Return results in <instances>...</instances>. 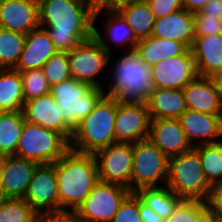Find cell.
Masks as SVG:
<instances>
[{
	"mask_svg": "<svg viewBox=\"0 0 222 222\" xmlns=\"http://www.w3.org/2000/svg\"><path fill=\"white\" fill-rule=\"evenodd\" d=\"M39 164L15 155L0 158V182L7 198H24Z\"/></svg>",
	"mask_w": 222,
	"mask_h": 222,
	"instance_id": "obj_16",
	"label": "cell"
},
{
	"mask_svg": "<svg viewBox=\"0 0 222 222\" xmlns=\"http://www.w3.org/2000/svg\"><path fill=\"white\" fill-rule=\"evenodd\" d=\"M88 5H90L94 10L99 9L101 0H80Z\"/></svg>",
	"mask_w": 222,
	"mask_h": 222,
	"instance_id": "obj_47",
	"label": "cell"
},
{
	"mask_svg": "<svg viewBox=\"0 0 222 222\" xmlns=\"http://www.w3.org/2000/svg\"><path fill=\"white\" fill-rule=\"evenodd\" d=\"M148 139L168 158L192 149L178 119H151Z\"/></svg>",
	"mask_w": 222,
	"mask_h": 222,
	"instance_id": "obj_18",
	"label": "cell"
},
{
	"mask_svg": "<svg viewBox=\"0 0 222 222\" xmlns=\"http://www.w3.org/2000/svg\"><path fill=\"white\" fill-rule=\"evenodd\" d=\"M34 222H77L70 210L50 213H37Z\"/></svg>",
	"mask_w": 222,
	"mask_h": 222,
	"instance_id": "obj_40",
	"label": "cell"
},
{
	"mask_svg": "<svg viewBox=\"0 0 222 222\" xmlns=\"http://www.w3.org/2000/svg\"><path fill=\"white\" fill-rule=\"evenodd\" d=\"M151 68L154 88L183 89L198 76L190 48L181 55L159 61Z\"/></svg>",
	"mask_w": 222,
	"mask_h": 222,
	"instance_id": "obj_13",
	"label": "cell"
},
{
	"mask_svg": "<svg viewBox=\"0 0 222 222\" xmlns=\"http://www.w3.org/2000/svg\"><path fill=\"white\" fill-rule=\"evenodd\" d=\"M151 36L180 41L190 48L195 38L194 13L182 8L156 19Z\"/></svg>",
	"mask_w": 222,
	"mask_h": 222,
	"instance_id": "obj_22",
	"label": "cell"
},
{
	"mask_svg": "<svg viewBox=\"0 0 222 222\" xmlns=\"http://www.w3.org/2000/svg\"><path fill=\"white\" fill-rule=\"evenodd\" d=\"M212 217L208 202L182 200L164 222H211Z\"/></svg>",
	"mask_w": 222,
	"mask_h": 222,
	"instance_id": "obj_32",
	"label": "cell"
},
{
	"mask_svg": "<svg viewBox=\"0 0 222 222\" xmlns=\"http://www.w3.org/2000/svg\"><path fill=\"white\" fill-rule=\"evenodd\" d=\"M169 158L149 139L133 143L131 192L144 187L166 185Z\"/></svg>",
	"mask_w": 222,
	"mask_h": 222,
	"instance_id": "obj_9",
	"label": "cell"
},
{
	"mask_svg": "<svg viewBox=\"0 0 222 222\" xmlns=\"http://www.w3.org/2000/svg\"><path fill=\"white\" fill-rule=\"evenodd\" d=\"M24 122L22 111L0 112V158L15 155Z\"/></svg>",
	"mask_w": 222,
	"mask_h": 222,
	"instance_id": "obj_29",
	"label": "cell"
},
{
	"mask_svg": "<svg viewBox=\"0 0 222 222\" xmlns=\"http://www.w3.org/2000/svg\"><path fill=\"white\" fill-rule=\"evenodd\" d=\"M140 0H101L99 9L94 11L93 23L97 19L99 13L106 8V10H118L121 6L132 4Z\"/></svg>",
	"mask_w": 222,
	"mask_h": 222,
	"instance_id": "obj_42",
	"label": "cell"
},
{
	"mask_svg": "<svg viewBox=\"0 0 222 222\" xmlns=\"http://www.w3.org/2000/svg\"><path fill=\"white\" fill-rule=\"evenodd\" d=\"M57 52L48 31L38 27L26 35L23 52L14 69L19 72L42 69L46 61Z\"/></svg>",
	"mask_w": 222,
	"mask_h": 222,
	"instance_id": "obj_21",
	"label": "cell"
},
{
	"mask_svg": "<svg viewBox=\"0 0 222 222\" xmlns=\"http://www.w3.org/2000/svg\"><path fill=\"white\" fill-rule=\"evenodd\" d=\"M106 39L104 40L93 26V37L67 52L72 78L91 87L103 88L95 75L99 74L111 59V48L109 43L105 42Z\"/></svg>",
	"mask_w": 222,
	"mask_h": 222,
	"instance_id": "obj_8",
	"label": "cell"
},
{
	"mask_svg": "<svg viewBox=\"0 0 222 222\" xmlns=\"http://www.w3.org/2000/svg\"><path fill=\"white\" fill-rule=\"evenodd\" d=\"M200 163L208 183L213 187L222 180V141L196 145Z\"/></svg>",
	"mask_w": 222,
	"mask_h": 222,
	"instance_id": "obj_30",
	"label": "cell"
},
{
	"mask_svg": "<svg viewBox=\"0 0 222 222\" xmlns=\"http://www.w3.org/2000/svg\"><path fill=\"white\" fill-rule=\"evenodd\" d=\"M198 76L222 74V35L195 37L190 47Z\"/></svg>",
	"mask_w": 222,
	"mask_h": 222,
	"instance_id": "obj_23",
	"label": "cell"
},
{
	"mask_svg": "<svg viewBox=\"0 0 222 222\" xmlns=\"http://www.w3.org/2000/svg\"><path fill=\"white\" fill-rule=\"evenodd\" d=\"M69 149V142L60 133L25 120L15 156L50 164Z\"/></svg>",
	"mask_w": 222,
	"mask_h": 222,
	"instance_id": "obj_7",
	"label": "cell"
},
{
	"mask_svg": "<svg viewBox=\"0 0 222 222\" xmlns=\"http://www.w3.org/2000/svg\"><path fill=\"white\" fill-rule=\"evenodd\" d=\"M36 215L23 198H7L0 203V222H34Z\"/></svg>",
	"mask_w": 222,
	"mask_h": 222,
	"instance_id": "obj_34",
	"label": "cell"
},
{
	"mask_svg": "<svg viewBox=\"0 0 222 222\" xmlns=\"http://www.w3.org/2000/svg\"><path fill=\"white\" fill-rule=\"evenodd\" d=\"M19 73L23 82L25 102L50 93L51 86L41 69H30Z\"/></svg>",
	"mask_w": 222,
	"mask_h": 222,
	"instance_id": "obj_36",
	"label": "cell"
},
{
	"mask_svg": "<svg viewBox=\"0 0 222 222\" xmlns=\"http://www.w3.org/2000/svg\"><path fill=\"white\" fill-rule=\"evenodd\" d=\"M156 19L183 8L182 0H147Z\"/></svg>",
	"mask_w": 222,
	"mask_h": 222,
	"instance_id": "obj_39",
	"label": "cell"
},
{
	"mask_svg": "<svg viewBox=\"0 0 222 222\" xmlns=\"http://www.w3.org/2000/svg\"><path fill=\"white\" fill-rule=\"evenodd\" d=\"M208 204L213 215L222 217V184H217L212 187Z\"/></svg>",
	"mask_w": 222,
	"mask_h": 222,
	"instance_id": "obj_41",
	"label": "cell"
},
{
	"mask_svg": "<svg viewBox=\"0 0 222 222\" xmlns=\"http://www.w3.org/2000/svg\"><path fill=\"white\" fill-rule=\"evenodd\" d=\"M217 89H218V94L220 96L221 104H222V74L216 75L213 77Z\"/></svg>",
	"mask_w": 222,
	"mask_h": 222,
	"instance_id": "obj_46",
	"label": "cell"
},
{
	"mask_svg": "<svg viewBox=\"0 0 222 222\" xmlns=\"http://www.w3.org/2000/svg\"><path fill=\"white\" fill-rule=\"evenodd\" d=\"M187 49L188 47L180 41L155 36L140 39L135 47L140 58L151 67L163 59L181 55Z\"/></svg>",
	"mask_w": 222,
	"mask_h": 222,
	"instance_id": "obj_25",
	"label": "cell"
},
{
	"mask_svg": "<svg viewBox=\"0 0 222 222\" xmlns=\"http://www.w3.org/2000/svg\"><path fill=\"white\" fill-rule=\"evenodd\" d=\"M211 222H222V217L213 215Z\"/></svg>",
	"mask_w": 222,
	"mask_h": 222,
	"instance_id": "obj_49",
	"label": "cell"
},
{
	"mask_svg": "<svg viewBox=\"0 0 222 222\" xmlns=\"http://www.w3.org/2000/svg\"><path fill=\"white\" fill-rule=\"evenodd\" d=\"M38 27L39 0H0V28L27 35Z\"/></svg>",
	"mask_w": 222,
	"mask_h": 222,
	"instance_id": "obj_15",
	"label": "cell"
},
{
	"mask_svg": "<svg viewBox=\"0 0 222 222\" xmlns=\"http://www.w3.org/2000/svg\"><path fill=\"white\" fill-rule=\"evenodd\" d=\"M166 186L182 200L209 201L212 186L205 177L199 153L194 147L169 158Z\"/></svg>",
	"mask_w": 222,
	"mask_h": 222,
	"instance_id": "obj_5",
	"label": "cell"
},
{
	"mask_svg": "<svg viewBox=\"0 0 222 222\" xmlns=\"http://www.w3.org/2000/svg\"><path fill=\"white\" fill-rule=\"evenodd\" d=\"M140 40L151 36L156 17L147 0L121 6L117 10Z\"/></svg>",
	"mask_w": 222,
	"mask_h": 222,
	"instance_id": "obj_27",
	"label": "cell"
},
{
	"mask_svg": "<svg viewBox=\"0 0 222 222\" xmlns=\"http://www.w3.org/2000/svg\"><path fill=\"white\" fill-rule=\"evenodd\" d=\"M26 35L0 28V69L15 68L23 52Z\"/></svg>",
	"mask_w": 222,
	"mask_h": 222,
	"instance_id": "obj_31",
	"label": "cell"
},
{
	"mask_svg": "<svg viewBox=\"0 0 222 222\" xmlns=\"http://www.w3.org/2000/svg\"><path fill=\"white\" fill-rule=\"evenodd\" d=\"M111 222H143L139 213V197L135 192L124 199Z\"/></svg>",
	"mask_w": 222,
	"mask_h": 222,
	"instance_id": "obj_37",
	"label": "cell"
},
{
	"mask_svg": "<svg viewBox=\"0 0 222 222\" xmlns=\"http://www.w3.org/2000/svg\"><path fill=\"white\" fill-rule=\"evenodd\" d=\"M99 181L119 184L131 191L133 143H115L96 151Z\"/></svg>",
	"mask_w": 222,
	"mask_h": 222,
	"instance_id": "obj_11",
	"label": "cell"
},
{
	"mask_svg": "<svg viewBox=\"0 0 222 222\" xmlns=\"http://www.w3.org/2000/svg\"><path fill=\"white\" fill-rule=\"evenodd\" d=\"M130 193L122 185L99 181L74 211L77 222H111Z\"/></svg>",
	"mask_w": 222,
	"mask_h": 222,
	"instance_id": "obj_10",
	"label": "cell"
},
{
	"mask_svg": "<svg viewBox=\"0 0 222 222\" xmlns=\"http://www.w3.org/2000/svg\"><path fill=\"white\" fill-rule=\"evenodd\" d=\"M50 94L57 102L65 123L74 130L94 109L105 91L71 78L51 86Z\"/></svg>",
	"mask_w": 222,
	"mask_h": 222,
	"instance_id": "obj_6",
	"label": "cell"
},
{
	"mask_svg": "<svg viewBox=\"0 0 222 222\" xmlns=\"http://www.w3.org/2000/svg\"><path fill=\"white\" fill-rule=\"evenodd\" d=\"M146 105L151 119H178L187 110L183 89L154 88Z\"/></svg>",
	"mask_w": 222,
	"mask_h": 222,
	"instance_id": "obj_24",
	"label": "cell"
},
{
	"mask_svg": "<svg viewBox=\"0 0 222 222\" xmlns=\"http://www.w3.org/2000/svg\"><path fill=\"white\" fill-rule=\"evenodd\" d=\"M39 11L40 27L58 52L71 51L93 37L95 10L80 0H39Z\"/></svg>",
	"mask_w": 222,
	"mask_h": 222,
	"instance_id": "obj_1",
	"label": "cell"
},
{
	"mask_svg": "<svg viewBox=\"0 0 222 222\" xmlns=\"http://www.w3.org/2000/svg\"><path fill=\"white\" fill-rule=\"evenodd\" d=\"M150 121L146 103L117 101L114 122L116 143H135L148 139Z\"/></svg>",
	"mask_w": 222,
	"mask_h": 222,
	"instance_id": "obj_14",
	"label": "cell"
},
{
	"mask_svg": "<svg viewBox=\"0 0 222 222\" xmlns=\"http://www.w3.org/2000/svg\"><path fill=\"white\" fill-rule=\"evenodd\" d=\"M109 19L105 23L106 37L114 43L119 45L131 44V51L135 49L139 41L131 27L127 24L126 20L120 15L117 10H108ZM108 35V36H107Z\"/></svg>",
	"mask_w": 222,
	"mask_h": 222,
	"instance_id": "obj_33",
	"label": "cell"
},
{
	"mask_svg": "<svg viewBox=\"0 0 222 222\" xmlns=\"http://www.w3.org/2000/svg\"><path fill=\"white\" fill-rule=\"evenodd\" d=\"M116 109L117 99L104 95L73 130L69 148L80 153L94 154L102 148L115 144Z\"/></svg>",
	"mask_w": 222,
	"mask_h": 222,
	"instance_id": "obj_4",
	"label": "cell"
},
{
	"mask_svg": "<svg viewBox=\"0 0 222 222\" xmlns=\"http://www.w3.org/2000/svg\"><path fill=\"white\" fill-rule=\"evenodd\" d=\"M139 213L143 222H164L155 211L149 208L145 203H143L139 198Z\"/></svg>",
	"mask_w": 222,
	"mask_h": 222,
	"instance_id": "obj_44",
	"label": "cell"
},
{
	"mask_svg": "<svg viewBox=\"0 0 222 222\" xmlns=\"http://www.w3.org/2000/svg\"><path fill=\"white\" fill-rule=\"evenodd\" d=\"M152 68L134 50L120 56L105 95L121 103H146L154 90Z\"/></svg>",
	"mask_w": 222,
	"mask_h": 222,
	"instance_id": "obj_3",
	"label": "cell"
},
{
	"mask_svg": "<svg viewBox=\"0 0 222 222\" xmlns=\"http://www.w3.org/2000/svg\"><path fill=\"white\" fill-rule=\"evenodd\" d=\"M187 109L222 115V104L213 77L197 76L183 88Z\"/></svg>",
	"mask_w": 222,
	"mask_h": 222,
	"instance_id": "obj_20",
	"label": "cell"
},
{
	"mask_svg": "<svg viewBox=\"0 0 222 222\" xmlns=\"http://www.w3.org/2000/svg\"><path fill=\"white\" fill-rule=\"evenodd\" d=\"M37 213L59 212L55 164H39L23 198Z\"/></svg>",
	"mask_w": 222,
	"mask_h": 222,
	"instance_id": "obj_12",
	"label": "cell"
},
{
	"mask_svg": "<svg viewBox=\"0 0 222 222\" xmlns=\"http://www.w3.org/2000/svg\"><path fill=\"white\" fill-rule=\"evenodd\" d=\"M7 197L5 196L4 192H3V189H2V185H1V182H0V203L4 200H6Z\"/></svg>",
	"mask_w": 222,
	"mask_h": 222,
	"instance_id": "obj_48",
	"label": "cell"
},
{
	"mask_svg": "<svg viewBox=\"0 0 222 222\" xmlns=\"http://www.w3.org/2000/svg\"><path fill=\"white\" fill-rule=\"evenodd\" d=\"M195 37L222 35V20L207 17L201 10L194 13Z\"/></svg>",
	"mask_w": 222,
	"mask_h": 222,
	"instance_id": "obj_38",
	"label": "cell"
},
{
	"mask_svg": "<svg viewBox=\"0 0 222 222\" xmlns=\"http://www.w3.org/2000/svg\"><path fill=\"white\" fill-rule=\"evenodd\" d=\"M22 112L26 121L56 131L70 141L73 130L65 123L50 93L26 101Z\"/></svg>",
	"mask_w": 222,
	"mask_h": 222,
	"instance_id": "obj_17",
	"label": "cell"
},
{
	"mask_svg": "<svg viewBox=\"0 0 222 222\" xmlns=\"http://www.w3.org/2000/svg\"><path fill=\"white\" fill-rule=\"evenodd\" d=\"M201 11L207 17L218 18L222 20V0H210Z\"/></svg>",
	"mask_w": 222,
	"mask_h": 222,
	"instance_id": "obj_43",
	"label": "cell"
},
{
	"mask_svg": "<svg viewBox=\"0 0 222 222\" xmlns=\"http://www.w3.org/2000/svg\"><path fill=\"white\" fill-rule=\"evenodd\" d=\"M41 70L50 86L72 78L67 52H57L52 55Z\"/></svg>",
	"mask_w": 222,
	"mask_h": 222,
	"instance_id": "obj_35",
	"label": "cell"
},
{
	"mask_svg": "<svg viewBox=\"0 0 222 222\" xmlns=\"http://www.w3.org/2000/svg\"><path fill=\"white\" fill-rule=\"evenodd\" d=\"M140 200L157 213L164 220L167 219L182 201L168 187H144L136 192Z\"/></svg>",
	"mask_w": 222,
	"mask_h": 222,
	"instance_id": "obj_28",
	"label": "cell"
},
{
	"mask_svg": "<svg viewBox=\"0 0 222 222\" xmlns=\"http://www.w3.org/2000/svg\"><path fill=\"white\" fill-rule=\"evenodd\" d=\"M54 164L59 212L67 211L66 206H70V211L74 212L99 182L96 159L93 154L69 149Z\"/></svg>",
	"mask_w": 222,
	"mask_h": 222,
	"instance_id": "obj_2",
	"label": "cell"
},
{
	"mask_svg": "<svg viewBox=\"0 0 222 222\" xmlns=\"http://www.w3.org/2000/svg\"><path fill=\"white\" fill-rule=\"evenodd\" d=\"M23 82L14 68L0 69V112L22 111L24 107Z\"/></svg>",
	"mask_w": 222,
	"mask_h": 222,
	"instance_id": "obj_26",
	"label": "cell"
},
{
	"mask_svg": "<svg viewBox=\"0 0 222 222\" xmlns=\"http://www.w3.org/2000/svg\"><path fill=\"white\" fill-rule=\"evenodd\" d=\"M181 127L183 128L187 139L193 145L192 141L199 139L201 144H209L220 142L222 136V115H213L201 113L187 109L179 118Z\"/></svg>",
	"mask_w": 222,
	"mask_h": 222,
	"instance_id": "obj_19",
	"label": "cell"
},
{
	"mask_svg": "<svg viewBox=\"0 0 222 222\" xmlns=\"http://www.w3.org/2000/svg\"><path fill=\"white\" fill-rule=\"evenodd\" d=\"M210 0H182L183 8L191 13L200 11Z\"/></svg>",
	"mask_w": 222,
	"mask_h": 222,
	"instance_id": "obj_45",
	"label": "cell"
}]
</instances>
